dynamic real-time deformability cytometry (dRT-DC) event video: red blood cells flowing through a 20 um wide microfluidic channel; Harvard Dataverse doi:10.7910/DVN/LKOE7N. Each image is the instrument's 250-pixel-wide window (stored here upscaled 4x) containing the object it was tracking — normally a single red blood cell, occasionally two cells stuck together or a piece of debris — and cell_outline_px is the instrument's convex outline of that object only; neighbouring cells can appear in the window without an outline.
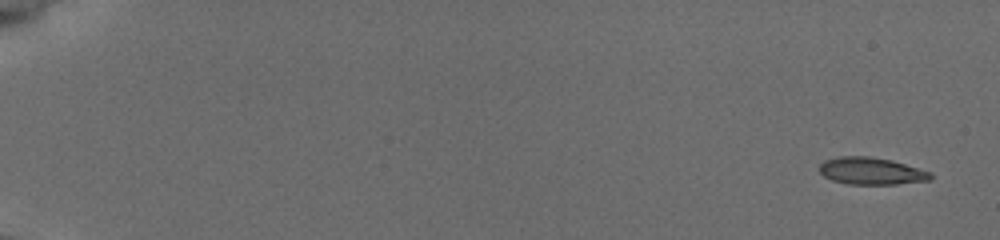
{"species": "common noctule bat (a hibernating species)", "species_latin": "Nyctalus noctula", "temperature_condition": "cold", "stored_images_in_passage": 15, "camera_frame_rate_fps": 3000, "um_per_image_px": 0.085, "animal": {"sex": "female", "body_mass_g": 19.5, "forearm_length_mm": 54.1}, "frame": {"image": 1, "passage_image": 1, "time_ms": 0.0, "image_size_px": [1000, 240], "cell_outline_px": [[932, 180], [896, 184], [848, 184], [832, 180], [824, 176], [820, 172], [820, 164], [824, 160], [840, 156], [868, 156], [892, 160], [932, 172]], "centroid_in_image_um": [74.08, 14.53], "position_along_channel_um": 10.9, "area_um2": 17.63}}
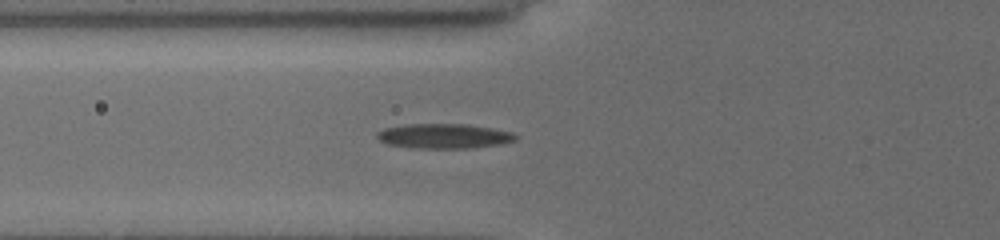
{"frame": {"image": 2, "passage_image": 11, "time_ms": 3.333, "image_size_px": [1000, 240], "cell_outline_px": [[516, 140], [500, 144], [468, 148], [408, 148], [388, 144], [380, 140], [376, 136], [376, 132], [384, 128], [404, 124], [468, 124], [492, 128], [512, 132], [516, 136]], "centroid_in_image_um": [37.69, 11.56], "position_along_channel_um": 88.1, "area_um2": 20.06}}
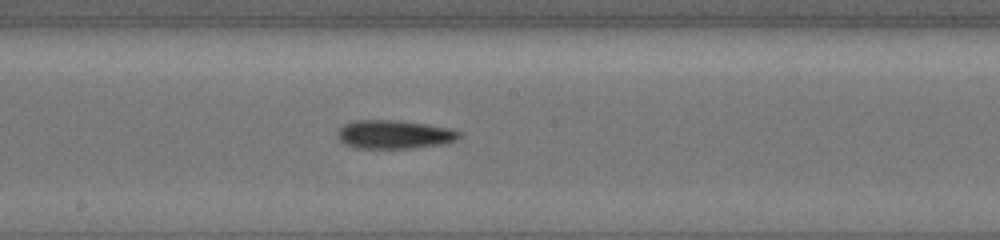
{"frame": {"image": 3, "passage_image": 15, "time_ms": 4.667, "image_size_px": [1000, 240], "cell_outline_px": [[460, 136], [456, 140], [444, 144], [412, 148], [356, 148], [344, 144], [336, 136], [336, 132], [344, 124], [352, 120], [404, 120], [452, 128], [460, 132]], "centroid_in_image_um": [33.51, 11.41], "position_along_channel_um": 214.7, "area_um2": 20.63}}